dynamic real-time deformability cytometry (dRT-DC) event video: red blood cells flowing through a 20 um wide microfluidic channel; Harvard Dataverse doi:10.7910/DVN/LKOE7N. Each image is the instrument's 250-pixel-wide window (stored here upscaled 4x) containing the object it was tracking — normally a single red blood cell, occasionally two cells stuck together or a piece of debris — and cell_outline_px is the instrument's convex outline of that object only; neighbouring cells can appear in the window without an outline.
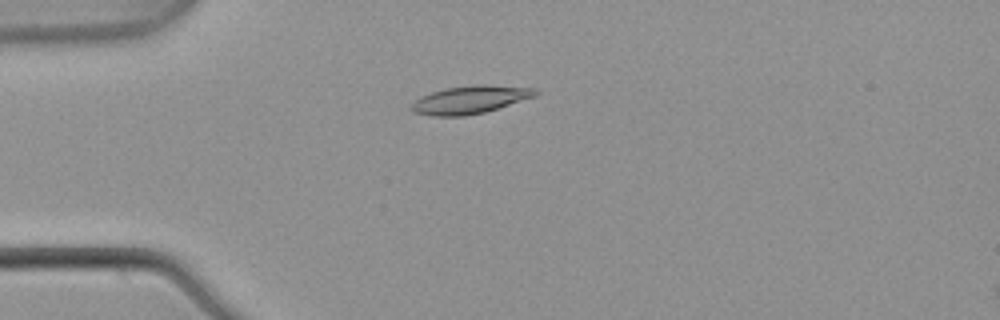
{"species": "common noctule bat (a hibernating species)", "species_latin": "Nyctalus noctula", "temperature_condition": "warm", "stored_images_in_passage": 53, "camera_frame_rate_fps": 3000, "um_per_image_px": 0.085, "animal": {"sex": "male", "body_mass_g": 21.5, "forearm_length_mm": 52.0}, "frame": {"image": 1, "passage_image": 14, "time_ms": 4.333, "image_size_px": [1000, 320], "cell_outline_px": [[540, 92], [536, 96], [484, 112], [464, 116], [432, 116], [412, 112], [408, 108], [420, 96], [444, 88], [476, 84], [488, 84], [536, 88]], "centroid_in_image_um": [39.95, 8.46], "position_along_channel_um": 45.0, "area_um2": 20.35}}
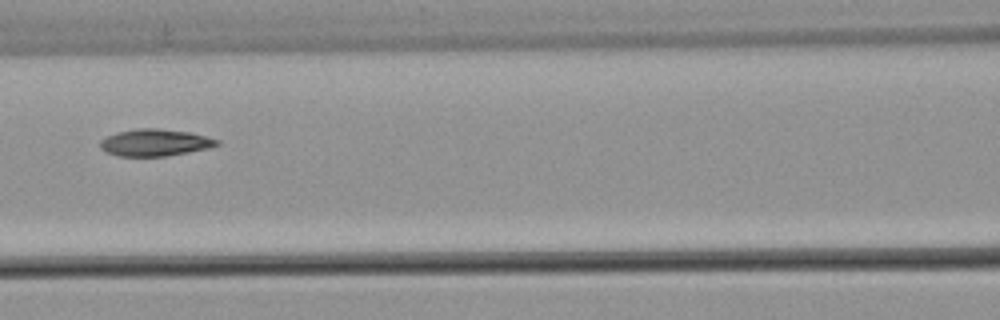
{"frame": {"image": 2, "passage_image": 24, "time_ms": 7.667, "image_size_px": [1000, 320], "cell_outline_px": [[220, 144], [208, 148], [188, 152], [164, 156], [116, 156], [100, 148], [100, 140], [116, 132], [136, 128], [156, 128], [192, 132], [220, 140]], "centroid_in_image_um": [13.18, 12.11], "position_along_channel_um": 153.4, "area_um2": 18.38}}
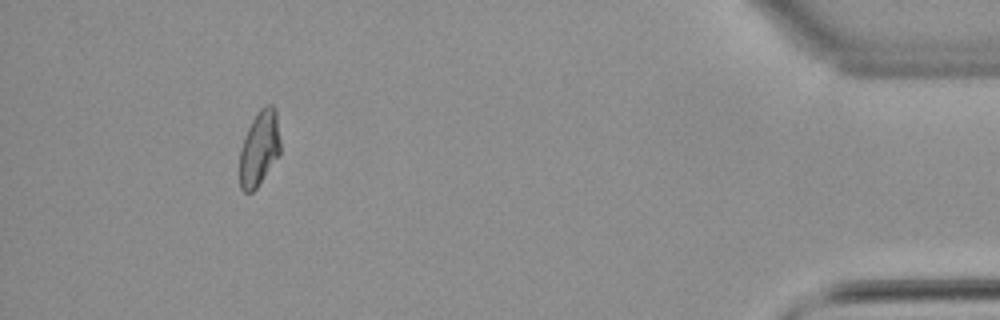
{"frame": {"image": 3, "passage_image": 49, "time_ms": 16.0, "image_size_px": [1000, 320], "cell_outline_px": [[280, 156], [256, 188], [252, 192], [244, 192], [240, 188], [240, 148], [244, 136], [256, 112], [260, 108], [268, 104], [272, 104], [276, 108], [280, 140]], "centroid_in_image_um": [22.05, 12.59], "position_along_channel_um": 413.1, "area_um2": 18.09}, "authors_computed_cell_mechanics": {"area_um2": 18.4382, "velocity_mm_per_s": 3.8796, "shape_relaxation_time_tau1_ms": 5.1704, "shape_relaxation_time_tau2_ms": 5.9059, "deformation_change_tau1": 0.1765, "deformation_change_tau2": 0.082}}